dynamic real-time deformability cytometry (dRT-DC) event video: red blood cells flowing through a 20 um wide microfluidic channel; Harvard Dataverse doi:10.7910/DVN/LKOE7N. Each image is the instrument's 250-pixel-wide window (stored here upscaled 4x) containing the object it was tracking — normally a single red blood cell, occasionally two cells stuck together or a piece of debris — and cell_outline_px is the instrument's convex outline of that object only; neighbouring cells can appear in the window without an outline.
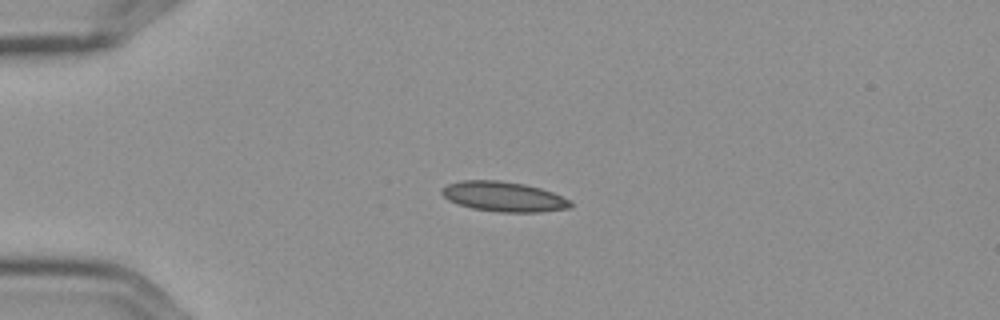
{"species": "Egyptian fruit bat (a non-hibernating species)", "species_latin": "Rousettus aegyptiacus", "temperature_condition": "cold", "stored_images_in_passage": 4, "camera_frame_rate_fps": 3000, "um_per_image_px": 0.085, "frame": {"image": 1, "passage_image": 4, "time_ms": 1.0, "image_size_px": [1000, 320], "cell_outline_px": [[572, 204], [568, 208], [540, 212], [500, 212], [472, 208], [448, 200], [440, 192], [440, 188], [448, 184], [460, 180], [500, 180], [524, 184], [540, 188], [552, 192], [572, 200]], "centroid_in_image_um": [42.8, 16.7], "position_along_channel_um": 42.2, "area_um2": 22.48}}